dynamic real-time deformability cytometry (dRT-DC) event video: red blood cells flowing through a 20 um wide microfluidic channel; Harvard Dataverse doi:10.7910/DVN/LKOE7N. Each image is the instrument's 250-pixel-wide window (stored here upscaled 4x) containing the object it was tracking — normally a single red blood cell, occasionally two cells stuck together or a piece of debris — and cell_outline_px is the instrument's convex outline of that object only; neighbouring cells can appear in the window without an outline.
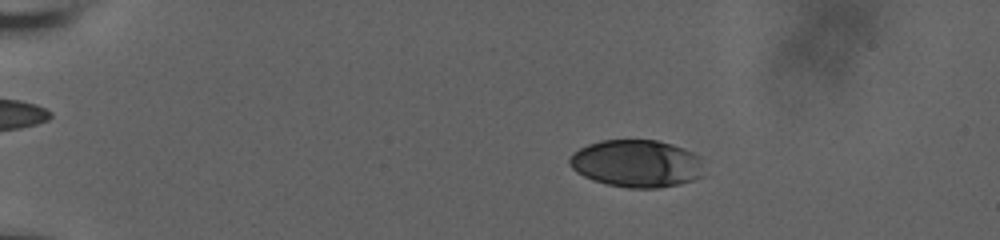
{"species": "human", "species_latin": "Homo sapiens", "temperature_condition": "room temperature", "stored_images_in_passage": 28, "camera_frame_rate_fps": 3000, "um_per_image_px": 0.085, "donor": {"sex": "male"}, "frame": {"image": 1, "passage_image": 5, "time_ms": 1.333, "image_size_px": [1000, 240], "cell_outline_px": [[704, 176], [680, 184], [660, 188], [628, 188], [608, 184], [592, 180], [576, 172], [568, 164], [568, 160], [580, 148], [588, 144], [600, 140], [656, 140], [672, 144], [684, 148], [700, 156]], "centroid_in_image_um": [54.13, 13.9], "position_along_channel_um": 30.9, "area_um2": 37.34}}
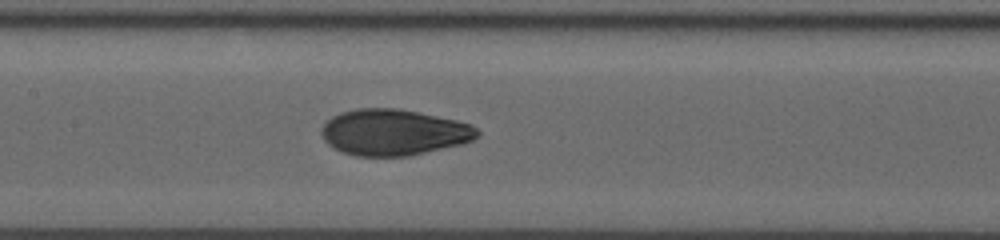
{"frame": {"image": 2, "passage_image": 18, "time_ms": 5.667, "image_size_px": [1000, 240], "cell_outline_px": [[480, 136], [464, 144], [408, 156], [356, 156], [344, 152], [328, 144], [324, 140], [320, 132], [320, 128], [332, 116], [340, 112], [356, 108], [396, 108], [456, 120], [472, 124], [480, 132]], "centroid_in_image_um": [33.47, 11.25], "position_along_channel_um": 173.9, "area_um2": 41.96}}
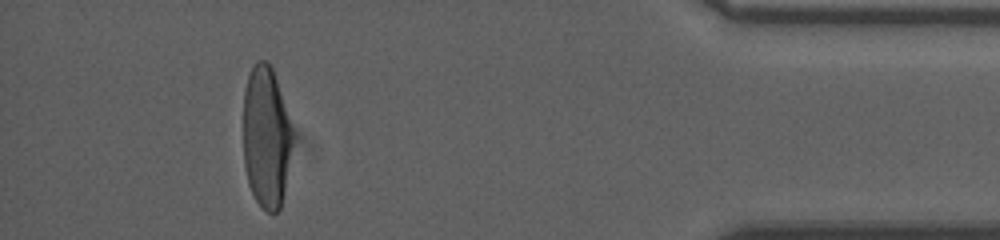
{"frame": {"image": 3, "passage_image": 27, "time_ms": 8.667, "image_size_px": [1000, 240], "cell_outline_px": [[292, 140], [284, 192], [280, 208], [276, 212], [268, 212], [256, 200], [248, 184], [244, 168], [244, 88], [248, 76], [256, 60], [268, 60], [272, 68], [292, 128]], "centroid_in_image_um": [22.6, 11.64], "position_along_channel_um": 412.6, "area_um2": 40.23}}